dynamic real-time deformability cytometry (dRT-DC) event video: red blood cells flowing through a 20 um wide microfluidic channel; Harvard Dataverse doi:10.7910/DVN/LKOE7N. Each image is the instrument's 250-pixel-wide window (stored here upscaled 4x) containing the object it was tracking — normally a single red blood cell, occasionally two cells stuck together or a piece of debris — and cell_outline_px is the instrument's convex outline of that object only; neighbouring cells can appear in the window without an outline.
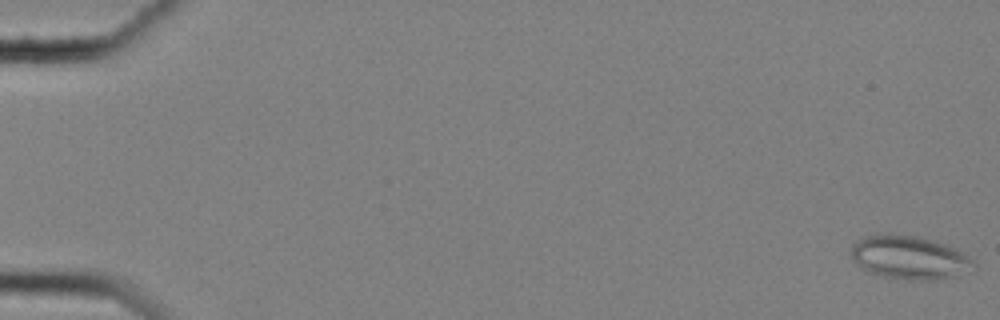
{"species": "common noctule bat (a hibernating species)", "species_latin": "Nyctalus noctula", "temperature_condition": "cold", "stored_images_in_passage": 60, "camera_frame_rate_fps": 3000, "um_per_image_px": 0.085, "animal": {"sex": "female", "body_mass_g": 25.1}, "frame": {"image": 1, "passage_image": 1, "time_ms": 0.0, "image_size_px": [1000, 320], "cell_outline_px": [[976, 268], [956, 276], [936, 280], [908, 280], [884, 276], [868, 272], [856, 264], [852, 260], [852, 244], [856, 240], [864, 236], [884, 232], [888, 232], [920, 236], [956, 248], [968, 256], [976, 264]], "centroid_in_image_um": [77.29, 21.87], "position_along_channel_um": 7.7, "area_um2": 31.62}}
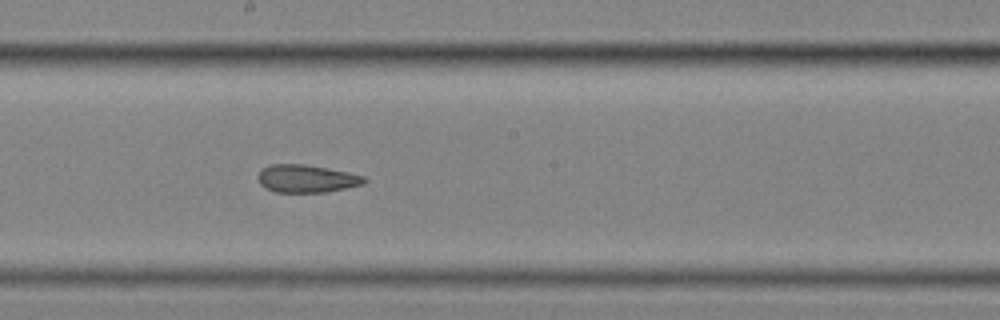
{"frame": {"image": 2, "passage_image": 34, "time_ms": 11.0, "image_size_px": [1000, 320], "cell_outline_px": [[368, 180], [364, 184], [328, 192], [276, 192], [264, 188], [260, 184], [260, 172], [268, 164], [304, 164], [328, 168], [348, 172], [364, 176]], "centroid_in_image_um": [26.1, 15.19], "position_along_channel_um": 222.1, "area_um2": 17.17}}
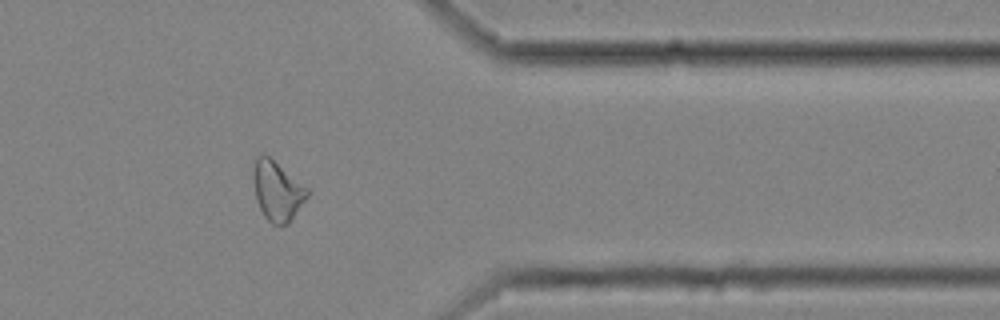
{"frame": {"image": 3, "passage_image": 49, "time_ms": 16.0, "image_size_px": [1000, 320], "cell_outline_px": [[308, 196], [288, 224], [272, 224], [264, 216], [256, 200], [256, 156], [260, 152], [268, 156], [308, 188]], "centroid_in_image_um": [23.61, 16.25], "position_along_channel_um": 387.8, "area_um2": 17.92}}